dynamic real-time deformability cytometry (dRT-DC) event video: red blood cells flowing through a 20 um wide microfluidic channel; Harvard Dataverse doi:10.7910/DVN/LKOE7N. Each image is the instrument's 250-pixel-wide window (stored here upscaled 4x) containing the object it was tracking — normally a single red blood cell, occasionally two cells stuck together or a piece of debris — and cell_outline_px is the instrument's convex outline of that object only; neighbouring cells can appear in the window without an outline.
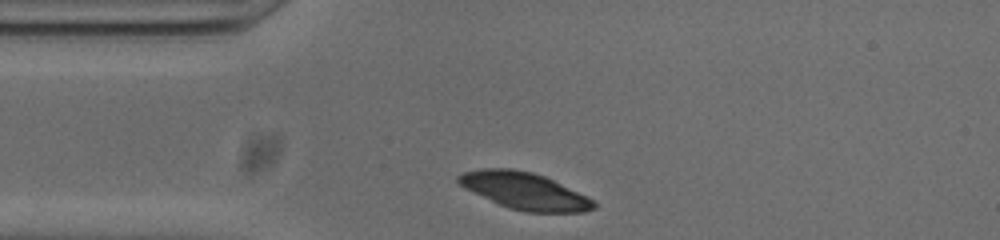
{"species": "common noctule bat (a hibernating species)", "species_latin": "Nyctalus noctula", "temperature_condition": "cold", "stored_images_in_passage": 31, "camera_frame_rate_fps": 3000, "um_per_image_px": 0.085, "animal": {"sex": "male", "body_mass_g": 20.0, "forearm_length_mm": 53.3}, "frame": {"image": 1, "passage_image": 1, "time_ms": 0.0, "image_size_px": [1000, 240], "cell_outline_px": [[596, 208], [584, 212], [524, 212], [508, 208], [464, 188], [456, 180], [456, 176], [464, 172], [484, 168], [512, 168], [532, 172], [544, 176], [588, 196], [596, 204]], "centroid_in_image_um": [44.59, 16.23], "position_along_channel_um": 40.4, "area_um2": 29.02}}
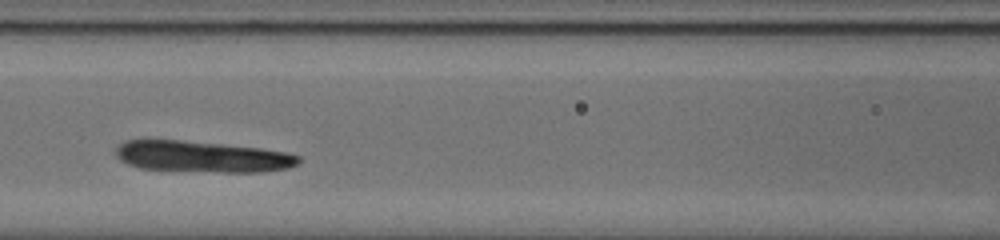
{"frame": {"image": 2, "passage_image": 11, "time_ms": 3.333, "image_size_px": [1000, 240], "cell_outline_px": [[300, 160], [296, 164], [288, 168], [264, 172], [220, 172], [140, 168], [128, 164], [120, 160], [116, 156], [116, 148], [120, 144], [128, 140], [180, 140], [224, 144], [260, 148], [284, 152], [300, 156]], "centroid_in_image_um": [17.19, 13.31], "position_along_channel_um": 149.4, "area_um2": 33.06}}